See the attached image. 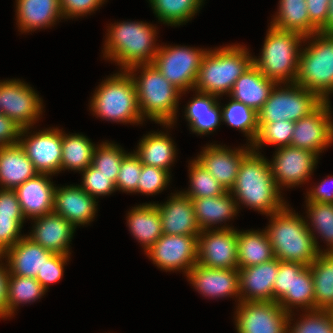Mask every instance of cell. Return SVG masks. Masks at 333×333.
Instances as JSON below:
<instances>
[{"label":"cell","instance_id":"obj_1","mask_svg":"<svg viewBox=\"0 0 333 333\" xmlns=\"http://www.w3.org/2000/svg\"><path fill=\"white\" fill-rule=\"evenodd\" d=\"M260 154L251 149L243 157L230 193L236 197L237 206L241 203L269 216L286 204L275 184L269 161Z\"/></svg>","mask_w":333,"mask_h":333},{"label":"cell","instance_id":"obj_2","mask_svg":"<svg viewBox=\"0 0 333 333\" xmlns=\"http://www.w3.org/2000/svg\"><path fill=\"white\" fill-rule=\"evenodd\" d=\"M271 217L265 232L279 261L310 266L320 253L305 219L285 205Z\"/></svg>","mask_w":333,"mask_h":333},{"label":"cell","instance_id":"obj_3","mask_svg":"<svg viewBox=\"0 0 333 333\" xmlns=\"http://www.w3.org/2000/svg\"><path fill=\"white\" fill-rule=\"evenodd\" d=\"M137 69L141 75L136 77ZM136 86L138 107L144 117L163 126L171 127L175 122L178 101L182 92L172 85L154 64L136 65L127 70Z\"/></svg>","mask_w":333,"mask_h":333},{"label":"cell","instance_id":"obj_4","mask_svg":"<svg viewBox=\"0 0 333 333\" xmlns=\"http://www.w3.org/2000/svg\"><path fill=\"white\" fill-rule=\"evenodd\" d=\"M105 58L121 65V70L152 63L159 49L155 45L156 27L144 22H117L108 28ZM124 68V69H123Z\"/></svg>","mask_w":333,"mask_h":333},{"label":"cell","instance_id":"obj_5","mask_svg":"<svg viewBox=\"0 0 333 333\" xmlns=\"http://www.w3.org/2000/svg\"><path fill=\"white\" fill-rule=\"evenodd\" d=\"M250 55L239 44L208 50L199 67L194 91L229 95L236 80L253 64Z\"/></svg>","mask_w":333,"mask_h":333},{"label":"cell","instance_id":"obj_6","mask_svg":"<svg viewBox=\"0 0 333 333\" xmlns=\"http://www.w3.org/2000/svg\"><path fill=\"white\" fill-rule=\"evenodd\" d=\"M306 39L300 33L281 30L272 25L263 44L261 58H253V65L276 84L294 83L298 74L300 43ZM299 50V51H298Z\"/></svg>","mask_w":333,"mask_h":333},{"label":"cell","instance_id":"obj_7","mask_svg":"<svg viewBox=\"0 0 333 333\" xmlns=\"http://www.w3.org/2000/svg\"><path fill=\"white\" fill-rule=\"evenodd\" d=\"M90 102L93 114L102 119L137 124L143 121L138 107L136 86L126 70L103 80Z\"/></svg>","mask_w":333,"mask_h":333},{"label":"cell","instance_id":"obj_8","mask_svg":"<svg viewBox=\"0 0 333 333\" xmlns=\"http://www.w3.org/2000/svg\"><path fill=\"white\" fill-rule=\"evenodd\" d=\"M313 40L301 50L297 85L316 93L323 101H330L333 93V33L318 32L305 39Z\"/></svg>","mask_w":333,"mask_h":333},{"label":"cell","instance_id":"obj_9","mask_svg":"<svg viewBox=\"0 0 333 333\" xmlns=\"http://www.w3.org/2000/svg\"><path fill=\"white\" fill-rule=\"evenodd\" d=\"M279 85L275 84L267 101L257 112L259 128L278 121L296 122L311 114L324 102L316 93L295 82L287 83L284 88L278 87Z\"/></svg>","mask_w":333,"mask_h":333},{"label":"cell","instance_id":"obj_10","mask_svg":"<svg viewBox=\"0 0 333 333\" xmlns=\"http://www.w3.org/2000/svg\"><path fill=\"white\" fill-rule=\"evenodd\" d=\"M207 51L187 46H160L152 64L184 93L194 89L199 67Z\"/></svg>","mask_w":333,"mask_h":333},{"label":"cell","instance_id":"obj_11","mask_svg":"<svg viewBox=\"0 0 333 333\" xmlns=\"http://www.w3.org/2000/svg\"><path fill=\"white\" fill-rule=\"evenodd\" d=\"M237 333H288L290 314L274 301H239Z\"/></svg>","mask_w":333,"mask_h":333},{"label":"cell","instance_id":"obj_12","mask_svg":"<svg viewBox=\"0 0 333 333\" xmlns=\"http://www.w3.org/2000/svg\"><path fill=\"white\" fill-rule=\"evenodd\" d=\"M43 103L35 90L24 81L12 79L0 82L1 114L21 128H31L42 115ZM33 124V125H32Z\"/></svg>","mask_w":333,"mask_h":333},{"label":"cell","instance_id":"obj_13","mask_svg":"<svg viewBox=\"0 0 333 333\" xmlns=\"http://www.w3.org/2000/svg\"><path fill=\"white\" fill-rule=\"evenodd\" d=\"M237 247V230L233 227L202 230L198 235L197 263L209 268H239Z\"/></svg>","mask_w":333,"mask_h":333},{"label":"cell","instance_id":"obj_14","mask_svg":"<svg viewBox=\"0 0 333 333\" xmlns=\"http://www.w3.org/2000/svg\"><path fill=\"white\" fill-rule=\"evenodd\" d=\"M198 236L163 234L145 253L166 271L189 270L197 263Z\"/></svg>","mask_w":333,"mask_h":333},{"label":"cell","instance_id":"obj_15","mask_svg":"<svg viewBox=\"0 0 333 333\" xmlns=\"http://www.w3.org/2000/svg\"><path fill=\"white\" fill-rule=\"evenodd\" d=\"M28 128H22L18 143L25 151L28 159L33 163L39 174H57L61 171L62 159V130L58 128L46 129L28 134ZM22 136V137H21Z\"/></svg>","mask_w":333,"mask_h":333},{"label":"cell","instance_id":"obj_16","mask_svg":"<svg viewBox=\"0 0 333 333\" xmlns=\"http://www.w3.org/2000/svg\"><path fill=\"white\" fill-rule=\"evenodd\" d=\"M275 152L269 164L279 190L282 186L290 188L306 182L318 162L315 153L291 145L277 148Z\"/></svg>","mask_w":333,"mask_h":333},{"label":"cell","instance_id":"obj_17","mask_svg":"<svg viewBox=\"0 0 333 333\" xmlns=\"http://www.w3.org/2000/svg\"><path fill=\"white\" fill-rule=\"evenodd\" d=\"M330 101H324L315 111L295 122L290 145L306 149L317 156L333 143V122Z\"/></svg>","mask_w":333,"mask_h":333},{"label":"cell","instance_id":"obj_18","mask_svg":"<svg viewBox=\"0 0 333 333\" xmlns=\"http://www.w3.org/2000/svg\"><path fill=\"white\" fill-rule=\"evenodd\" d=\"M228 149L221 145H207L196 160L204 167L226 191H230L238 175L243 157L251 150V146Z\"/></svg>","mask_w":333,"mask_h":333},{"label":"cell","instance_id":"obj_19","mask_svg":"<svg viewBox=\"0 0 333 333\" xmlns=\"http://www.w3.org/2000/svg\"><path fill=\"white\" fill-rule=\"evenodd\" d=\"M190 283L205 297L222 298L227 296L238 297L239 268L218 269L209 268L196 263L186 275Z\"/></svg>","mask_w":333,"mask_h":333},{"label":"cell","instance_id":"obj_20","mask_svg":"<svg viewBox=\"0 0 333 333\" xmlns=\"http://www.w3.org/2000/svg\"><path fill=\"white\" fill-rule=\"evenodd\" d=\"M32 220L34 227L29 238L54 254L70 255L69 244L76 228L69 221L55 212Z\"/></svg>","mask_w":333,"mask_h":333},{"label":"cell","instance_id":"obj_21","mask_svg":"<svg viewBox=\"0 0 333 333\" xmlns=\"http://www.w3.org/2000/svg\"><path fill=\"white\" fill-rule=\"evenodd\" d=\"M97 203L96 199L79 185L56 187L53 212L64 217L76 228L93 221Z\"/></svg>","mask_w":333,"mask_h":333},{"label":"cell","instance_id":"obj_22","mask_svg":"<svg viewBox=\"0 0 333 333\" xmlns=\"http://www.w3.org/2000/svg\"><path fill=\"white\" fill-rule=\"evenodd\" d=\"M162 233L167 235H195L201 233L191 198L181 192L173 194L166 203L157 204Z\"/></svg>","mask_w":333,"mask_h":333},{"label":"cell","instance_id":"obj_23","mask_svg":"<svg viewBox=\"0 0 333 333\" xmlns=\"http://www.w3.org/2000/svg\"><path fill=\"white\" fill-rule=\"evenodd\" d=\"M279 260L239 269L240 301H273V286L278 275Z\"/></svg>","mask_w":333,"mask_h":333},{"label":"cell","instance_id":"obj_24","mask_svg":"<svg viewBox=\"0 0 333 333\" xmlns=\"http://www.w3.org/2000/svg\"><path fill=\"white\" fill-rule=\"evenodd\" d=\"M48 177L49 174L38 173L14 189L25 219L53 212L56 187Z\"/></svg>","mask_w":333,"mask_h":333},{"label":"cell","instance_id":"obj_25","mask_svg":"<svg viewBox=\"0 0 333 333\" xmlns=\"http://www.w3.org/2000/svg\"><path fill=\"white\" fill-rule=\"evenodd\" d=\"M54 253L46 250L24 235L13 247L2 255L7 259L9 274L36 278L46 261Z\"/></svg>","mask_w":333,"mask_h":333},{"label":"cell","instance_id":"obj_26","mask_svg":"<svg viewBox=\"0 0 333 333\" xmlns=\"http://www.w3.org/2000/svg\"><path fill=\"white\" fill-rule=\"evenodd\" d=\"M38 172L28 159L19 143L0 146V185L1 189L14 190Z\"/></svg>","mask_w":333,"mask_h":333},{"label":"cell","instance_id":"obj_27","mask_svg":"<svg viewBox=\"0 0 333 333\" xmlns=\"http://www.w3.org/2000/svg\"><path fill=\"white\" fill-rule=\"evenodd\" d=\"M17 25L22 32L50 27L63 18L59 0H16Z\"/></svg>","mask_w":333,"mask_h":333},{"label":"cell","instance_id":"obj_28","mask_svg":"<svg viewBox=\"0 0 333 333\" xmlns=\"http://www.w3.org/2000/svg\"><path fill=\"white\" fill-rule=\"evenodd\" d=\"M275 84L252 64L236 80L229 96L258 112L267 101Z\"/></svg>","mask_w":333,"mask_h":333},{"label":"cell","instance_id":"obj_29","mask_svg":"<svg viewBox=\"0 0 333 333\" xmlns=\"http://www.w3.org/2000/svg\"><path fill=\"white\" fill-rule=\"evenodd\" d=\"M196 93L185 107V117L193 133L210 134L222 121L221 106L216 100L218 96L198 91Z\"/></svg>","mask_w":333,"mask_h":333},{"label":"cell","instance_id":"obj_30","mask_svg":"<svg viewBox=\"0 0 333 333\" xmlns=\"http://www.w3.org/2000/svg\"><path fill=\"white\" fill-rule=\"evenodd\" d=\"M191 201L201 231L209 230L213 225L229 220L239 211L235 197L230 191L215 197L191 198Z\"/></svg>","mask_w":333,"mask_h":333},{"label":"cell","instance_id":"obj_31","mask_svg":"<svg viewBox=\"0 0 333 333\" xmlns=\"http://www.w3.org/2000/svg\"><path fill=\"white\" fill-rule=\"evenodd\" d=\"M127 221L129 231L143 245L145 252L163 235L161 218L154 203L133 207L128 212Z\"/></svg>","mask_w":333,"mask_h":333},{"label":"cell","instance_id":"obj_32","mask_svg":"<svg viewBox=\"0 0 333 333\" xmlns=\"http://www.w3.org/2000/svg\"><path fill=\"white\" fill-rule=\"evenodd\" d=\"M134 153L143 165L170 171V164L176 157L173 140L165 133L153 132L145 135Z\"/></svg>","mask_w":333,"mask_h":333},{"label":"cell","instance_id":"obj_33","mask_svg":"<svg viewBox=\"0 0 333 333\" xmlns=\"http://www.w3.org/2000/svg\"><path fill=\"white\" fill-rule=\"evenodd\" d=\"M238 267L244 268L262 264L274 259L272 245L265 230L237 231Z\"/></svg>","mask_w":333,"mask_h":333},{"label":"cell","instance_id":"obj_34","mask_svg":"<svg viewBox=\"0 0 333 333\" xmlns=\"http://www.w3.org/2000/svg\"><path fill=\"white\" fill-rule=\"evenodd\" d=\"M270 23L278 29L300 33L304 37L319 32L310 23L306 0H280L278 12Z\"/></svg>","mask_w":333,"mask_h":333},{"label":"cell","instance_id":"obj_35","mask_svg":"<svg viewBox=\"0 0 333 333\" xmlns=\"http://www.w3.org/2000/svg\"><path fill=\"white\" fill-rule=\"evenodd\" d=\"M310 270L314 280L315 310L333 309V253H319Z\"/></svg>","mask_w":333,"mask_h":333},{"label":"cell","instance_id":"obj_36","mask_svg":"<svg viewBox=\"0 0 333 333\" xmlns=\"http://www.w3.org/2000/svg\"><path fill=\"white\" fill-rule=\"evenodd\" d=\"M97 146L83 134H64L62 132L61 170L84 171L92 164Z\"/></svg>","mask_w":333,"mask_h":333},{"label":"cell","instance_id":"obj_37","mask_svg":"<svg viewBox=\"0 0 333 333\" xmlns=\"http://www.w3.org/2000/svg\"><path fill=\"white\" fill-rule=\"evenodd\" d=\"M278 304L289 314L298 306L307 311L315 310L314 280L307 266L302 272H293L292 294H286Z\"/></svg>","mask_w":333,"mask_h":333},{"label":"cell","instance_id":"obj_38","mask_svg":"<svg viewBox=\"0 0 333 333\" xmlns=\"http://www.w3.org/2000/svg\"><path fill=\"white\" fill-rule=\"evenodd\" d=\"M204 0H149L158 20L170 26L181 25L194 17Z\"/></svg>","mask_w":333,"mask_h":333},{"label":"cell","instance_id":"obj_39","mask_svg":"<svg viewBox=\"0 0 333 333\" xmlns=\"http://www.w3.org/2000/svg\"><path fill=\"white\" fill-rule=\"evenodd\" d=\"M46 290L36 278L9 274L7 283V317L14 314L19 304L35 302Z\"/></svg>","mask_w":333,"mask_h":333},{"label":"cell","instance_id":"obj_40","mask_svg":"<svg viewBox=\"0 0 333 333\" xmlns=\"http://www.w3.org/2000/svg\"><path fill=\"white\" fill-rule=\"evenodd\" d=\"M221 109L222 122L228 126L235 127L244 132L249 139L250 146L258 134V114L257 112L242 102L231 98L228 104Z\"/></svg>","mask_w":333,"mask_h":333},{"label":"cell","instance_id":"obj_41","mask_svg":"<svg viewBox=\"0 0 333 333\" xmlns=\"http://www.w3.org/2000/svg\"><path fill=\"white\" fill-rule=\"evenodd\" d=\"M306 206L308 210V212H306L308 213L307 216L312 223L310 224V222L308 223V220H306V225L314 237L319 252L323 253V251L319 249L318 241L313 233L315 230L321 235L322 240L327 241V246H330L328 249L324 250V253H333V203L307 202ZM309 225L314 228V231Z\"/></svg>","mask_w":333,"mask_h":333},{"label":"cell","instance_id":"obj_42","mask_svg":"<svg viewBox=\"0 0 333 333\" xmlns=\"http://www.w3.org/2000/svg\"><path fill=\"white\" fill-rule=\"evenodd\" d=\"M189 164L190 189L182 192L183 194L189 198H209L226 192L224 187L196 159Z\"/></svg>","mask_w":333,"mask_h":333},{"label":"cell","instance_id":"obj_43","mask_svg":"<svg viewBox=\"0 0 333 333\" xmlns=\"http://www.w3.org/2000/svg\"><path fill=\"white\" fill-rule=\"evenodd\" d=\"M97 146L91 165L97 169V172L109 176V179L115 183L121 162L127 152L114 143L103 142Z\"/></svg>","mask_w":333,"mask_h":333},{"label":"cell","instance_id":"obj_44","mask_svg":"<svg viewBox=\"0 0 333 333\" xmlns=\"http://www.w3.org/2000/svg\"><path fill=\"white\" fill-rule=\"evenodd\" d=\"M295 128V122L278 121L262 125L251 145V149L256 151L264 144L277 145V148L290 146V141Z\"/></svg>","mask_w":333,"mask_h":333},{"label":"cell","instance_id":"obj_45","mask_svg":"<svg viewBox=\"0 0 333 333\" xmlns=\"http://www.w3.org/2000/svg\"><path fill=\"white\" fill-rule=\"evenodd\" d=\"M307 312L293 327L290 326L292 324L290 321L293 320L291 315L293 314H290L288 333H333V314L331 311L314 310Z\"/></svg>","mask_w":333,"mask_h":333},{"label":"cell","instance_id":"obj_46","mask_svg":"<svg viewBox=\"0 0 333 333\" xmlns=\"http://www.w3.org/2000/svg\"><path fill=\"white\" fill-rule=\"evenodd\" d=\"M143 164L135 153H128L122 160L115 182L116 189L136 193Z\"/></svg>","mask_w":333,"mask_h":333},{"label":"cell","instance_id":"obj_47","mask_svg":"<svg viewBox=\"0 0 333 333\" xmlns=\"http://www.w3.org/2000/svg\"><path fill=\"white\" fill-rule=\"evenodd\" d=\"M170 172L154 166L143 165L136 193L153 195L162 192L170 182Z\"/></svg>","mask_w":333,"mask_h":333},{"label":"cell","instance_id":"obj_48","mask_svg":"<svg viewBox=\"0 0 333 333\" xmlns=\"http://www.w3.org/2000/svg\"><path fill=\"white\" fill-rule=\"evenodd\" d=\"M81 172H83V181L82 185L79 186L95 199L98 196H106L117 190L115 183L109 179V176L97 172V169L92 165Z\"/></svg>","mask_w":333,"mask_h":333},{"label":"cell","instance_id":"obj_49","mask_svg":"<svg viewBox=\"0 0 333 333\" xmlns=\"http://www.w3.org/2000/svg\"><path fill=\"white\" fill-rule=\"evenodd\" d=\"M307 266L300 263L279 261L278 275L273 286V301L279 302L286 294H292L293 272H302Z\"/></svg>","mask_w":333,"mask_h":333},{"label":"cell","instance_id":"obj_50","mask_svg":"<svg viewBox=\"0 0 333 333\" xmlns=\"http://www.w3.org/2000/svg\"><path fill=\"white\" fill-rule=\"evenodd\" d=\"M25 217L0 216V255L13 247L23 236L20 234Z\"/></svg>","mask_w":333,"mask_h":333},{"label":"cell","instance_id":"obj_51","mask_svg":"<svg viewBox=\"0 0 333 333\" xmlns=\"http://www.w3.org/2000/svg\"><path fill=\"white\" fill-rule=\"evenodd\" d=\"M69 256L70 255L53 254L46 261L41 273L37 274L36 279L46 291L49 288V284L56 283L62 278L64 265L65 263L67 264V261H69Z\"/></svg>","mask_w":333,"mask_h":333},{"label":"cell","instance_id":"obj_52","mask_svg":"<svg viewBox=\"0 0 333 333\" xmlns=\"http://www.w3.org/2000/svg\"><path fill=\"white\" fill-rule=\"evenodd\" d=\"M63 18H74L94 12L105 0H59Z\"/></svg>","mask_w":333,"mask_h":333},{"label":"cell","instance_id":"obj_53","mask_svg":"<svg viewBox=\"0 0 333 333\" xmlns=\"http://www.w3.org/2000/svg\"><path fill=\"white\" fill-rule=\"evenodd\" d=\"M310 23L322 33H327L330 0H306Z\"/></svg>","mask_w":333,"mask_h":333},{"label":"cell","instance_id":"obj_54","mask_svg":"<svg viewBox=\"0 0 333 333\" xmlns=\"http://www.w3.org/2000/svg\"><path fill=\"white\" fill-rule=\"evenodd\" d=\"M0 216L24 217L14 190L0 189Z\"/></svg>","mask_w":333,"mask_h":333},{"label":"cell","instance_id":"obj_55","mask_svg":"<svg viewBox=\"0 0 333 333\" xmlns=\"http://www.w3.org/2000/svg\"><path fill=\"white\" fill-rule=\"evenodd\" d=\"M21 129L13 120L0 114V146L17 144Z\"/></svg>","mask_w":333,"mask_h":333},{"label":"cell","instance_id":"obj_56","mask_svg":"<svg viewBox=\"0 0 333 333\" xmlns=\"http://www.w3.org/2000/svg\"><path fill=\"white\" fill-rule=\"evenodd\" d=\"M333 176L329 179H324L317 187L311 188L309 192L307 191L306 202H320V203H333V189L329 190L326 186L333 182ZM332 181V182H331Z\"/></svg>","mask_w":333,"mask_h":333},{"label":"cell","instance_id":"obj_57","mask_svg":"<svg viewBox=\"0 0 333 333\" xmlns=\"http://www.w3.org/2000/svg\"><path fill=\"white\" fill-rule=\"evenodd\" d=\"M2 255H0V261ZM3 263L0 264V318L7 317V283H8V267L7 264L2 266Z\"/></svg>","mask_w":333,"mask_h":333},{"label":"cell","instance_id":"obj_58","mask_svg":"<svg viewBox=\"0 0 333 333\" xmlns=\"http://www.w3.org/2000/svg\"><path fill=\"white\" fill-rule=\"evenodd\" d=\"M327 33H333V0H330L329 3Z\"/></svg>","mask_w":333,"mask_h":333}]
</instances>
